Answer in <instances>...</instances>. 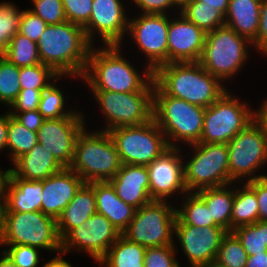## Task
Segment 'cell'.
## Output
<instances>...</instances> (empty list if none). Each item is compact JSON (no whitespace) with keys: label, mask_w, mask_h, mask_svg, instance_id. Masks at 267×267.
I'll use <instances>...</instances> for the list:
<instances>
[{"label":"cell","mask_w":267,"mask_h":267,"mask_svg":"<svg viewBox=\"0 0 267 267\" xmlns=\"http://www.w3.org/2000/svg\"><path fill=\"white\" fill-rule=\"evenodd\" d=\"M94 47L82 77L91 91L130 93L154 90L153 71L146 65L144 75H140L134 65L121 55L122 46Z\"/></svg>","instance_id":"6da1fadb"},{"label":"cell","mask_w":267,"mask_h":267,"mask_svg":"<svg viewBox=\"0 0 267 267\" xmlns=\"http://www.w3.org/2000/svg\"><path fill=\"white\" fill-rule=\"evenodd\" d=\"M37 47L42 64L51 67L59 76L82 79L93 45L82 26L66 21L47 25Z\"/></svg>","instance_id":"7a4b0ae2"},{"label":"cell","mask_w":267,"mask_h":267,"mask_svg":"<svg viewBox=\"0 0 267 267\" xmlns=\"http://www.w3.org/2000/svg\"><path fill=\"white\" fill-rule=\"evenodd\" d=\"M153 80L165 95L204 108L228 91L222 81L198 61L162 64L153 71Z\"/></svg>","instance_id":"3957f363"},{"label":"cell","mask_w":267,"mask_h":267,"mask_svg":"<svg viewBox=\"0 0 267 267\" xmlns=\"http://www.w3.org/2000/svg\"><path fill=\"white\" fill-rule=\"evenodd\" d=\"M153 119L166 136L170 147L179 148L178 142H200L205 108L165 95L156 85L153 90Z\"/></svg>","instance_id":"277c9868"},{"label":"cell","mask_w":267,"mask_h":267,"mask_svg":"<svg viewBox=\"0 0 267 267\" xmlns=\"http://www.w3.org/2000/svg\"><path fill=\"white\" fill-rule=\"evenodd\" d=\"M83 131L77 138L71 166L85 183L110 181L122 166L108 131Z\"/></svg>","instance_id":"5b68a950"},{"label":"cell","mask_w":267,"mask_h":267,"mask_svg":"<svg viewBox=\"0 0 267 267\" xmlns=\"http://www.w3.org/2000/svg\"><path fill=\"white\" fill-rule=\"evenodd\" d=\"M252 43L223 25L206 34L199 63L222 82L239 74L249 58L248 46ZM238 72V73H237Z\"/></svg>","instance_id":"8992f818"},{"label":"cell","mask_w":267,"mask_h":267,"mask_svg":"<svg viewBox=\"0 0 267 267\" xmlns=\"http://www.w3.org/2000/svg\"><path fill=\"white\" fill-rule=\"evenodd\" d=\"M248 102L226 91L216 102L205 108L204 124L199 143L227 144L257 118Z\"/></svg>","instance_id":"52a82bcc"},{"label":"cell","mask_w":267,"mask_h":267,"mask_svg":"<svg viewBox=\"0 0 267 267\" xmlns=\"http://www.w3.org/2000/svg\"><path fill=\"white\" fill-rule=\"evenodd\" d=\"M1 245H27L51 252L62 251L56 219L42 211L5 212Z\"/></svg>","instance_id":"ba28073f"},{"label":"cell","mask_w":267,"mask_h":267,"mask_svg":"<svg viewBox=\"0 0 267 267\" xmlns=\"http://www.w3.org/2000/svg\"><path fill=\"white\" fill-rule=\"evenodd\" d=\"M189 147L194 155L188 156L191 158L183 163L184 184L188 192L235 184L229 177L227 144L196 143Z\"/></svg>","instance_id":"9c48e42d"},{"label":"cell","mask_w":267,"mask_h":267,"mask_svg":"<svg viewBox=\"0 0 267 267\" xmlns=\"http://www.w3.org/2000/svg\"><path fill=\"white\" fill-rule=\"evenodd\" d=\"M176 208L170 202L152 200L136 209L134 218L121 233L145 248L176 245L174 242Z\"/></svg>","instance_id":"30bf717a"},{"label":"cell","mask_w":267,"mask_h":267,"mask_svg":"<svg viewBox=\"0 0 267 267\" xmlns=\"http://www.w3.org/2000/svg\"><path fill=\"white\" fill-rule=\"evenodd\" d=\"M108 132L122 164L147 166L170 148L154 119L142 125L116 127Z\"/></svg>","instance_id":"8fae6325"},{"label":"cell","mask_w":267,"mask_h":267,"mask_svg":"<svg viewBox=\"0 0 267 267\" xmlns=\"http://www.w3.org/2000/svg\"><path fill=\"white\" fill-rule=\"evenodd\" d=\"M227 148L229 177L234 182L267 176L264 174L256 176L258 169L267 163V133L257 118L227 143Z\"/></svg>","instance_id":"7c38bea8"},{"label":"cell","mask_w":267,"mask_h":267,"mask_svg":"<svg viewBox=\"0 0 267 267\" xmlns=\"http://www.w3.org/2000/svg\"><path fill=\"white\" fill-rule=\"evenodd\" d=\"M100 111L105 115L102 131L121 126L142 125L153 120V91L117 93L91 91Z\"/></svg>","instance_id":"4fadbf2b"},{"label":"cell","mask_w":267,"mask_h":267,"mask_svg":"<svg viewBox=\"0 0 267 267\" xmlns=\"http://www.w3.org/2000/svg\"><path fill=\"white\" fill-rule=\"evenodd\" d=\"M166 14H140L128 22L127 34L131 35L139 51L148 60L147 66L154 71L168 63V27Z\"/></svg>","instance_id":"5bb4252c"},{"label":"cell","mask_w":267,"mask_h":267,"mask_svg":"<svg viewBox=\"0 0 267 267\" xmlns=\"http://www.w3.org/2000/svg\"><path fill=\"white\" fill-rule=\"evenodd\" d=\"M120 235L119 230L105 216L96 212L61 240V250L64 254L70 250L87 252L98 262Z\"/></svg>","instance_id":"9a60e30c"},{"label":"cell","mask_w":267,"mask_h":267,"mask_svg":"<svg viewBox=\"0 0 267 267\" xmlns=\"http://www.w3.org/2000/svg\"><path fill=\"white\" fill-rule=\"evenodd\" d=\"M83 112L57 119H45L37 131L38 143L47 148L54 158L69 168L74 158L77 138L86 127Z\"/></svg>","instance_id":"2e32d148"},{"label":"cell","mask_w":267,"mask_h":267,"mask_svg":"<svg viewBox=\"0 0 267 267\" xmlns=\"http://www.w3.org/2000/svg\"><path fill=\"white\" fill-rule=\"evenodd\" d=\"M127 16L120 0H93L89 22L83 27L88 41L95 46L94 37L97 34L104 46H121L128 30Z\"/></svg>","instance_id":"e0dca14e"},{"label":"cell","mask_w":267,"mask_h":267,"mask_svg":"<svg viewBox=\"0 0 267 267\" xmlns=\"http://www.w3.org/2000/svg\"><path fill=\"white\" fill-rule=\"evenodd\" d=\"M182 149L170 147L154 159L147 169L149 172L150 197L152 200L168 201L176 193L182 197L188 191L184 184Z\"/></svg>","instance_id":"ac0fdd59"},{"label":"cell","mask_w":267,"mask_h":267,"mask_svg":"<svg viewBox=\"0 0 267 267\" xmlns=\"http://www.w3.org/2000/svg\"><path fill=\"white\" fill-rule=\"evenodd\" d=\"M227 231L219 226L195 227L175 225V237L181 244L191 267H207L214 264L222 238Z\"/></svg>","instance_id":"d6986e66"},{"label":"cell","mask_w":267,"mask_h":267,"mask_svg":"<svg viewBox=\"0 0 267 267\" xmlns=\"http://www.w3.org/2000/svg\"><path fill=\"white\" fill-rule=\"evenodd\" d=\"M169 16L168 63L199 61L205 44L206 33L181 13Z\"/></svg>","instance_id":"ffe728a7"},{"label":"cell","mask_w":267,"mask_h":267,"mask_svg":"<svg viewBox=\"0 0 267 267\" xmlns=\"http://www.w3.org/2000/svg\"><path fill=\"white\" fill-rule=\"evenodd\" d=\"M84 183L70 168L47 177L43 180L41 211L57 220Z\"/></svg>","instance_id":"44dd1931"},{"label":"cell","mask_w":267,"mask_h":267,"mask_svg":"<svg viewBox=\"0 0 267 267\" xmlns=\"http://www.w3.org/2000/svg\"><path fill=\"white\" fill-rule=\"evenodd\" d=\"M109 182L114 187L117 196L136 209L152 201L147 166L122 164Z\"/></svg>","instance_id":"7402d4cb"},{"label":"cell","mask_w":267,"mask_h":267,"mask_svg":"<svg viewBox=\"0 0 267 267\" xmlns=\"http://www.w3.org/2000/svg\"><path fill=\"white\" fill-rule=\"evenodd\" d=\"M43 180H25L9 171L4 197L6 212L41 211Z\"/></svg>","instance_id":"603a6c76"},{"label":"cell","mask_w":267,"mask_h":267,"mask_svg":"<svg viewBox=\"0 0 267 267\" xmlns=\"http://www.w3.org/2000/svg\"><path fill=\"white\" fill-rule=\"evenodd\" d=\"M95 192L96 211L122 233L134 218L136 208L122 201L109 181L89 183Z\"/></svg>","instance_id":"cb8c5ba5"},{"label":"cell","mask_w":267,"mask_h":267,"mask_svg":"<svg viewBox=\"0 0 267 267\" xmlns=\"http://www.w3.org/2000/svg\"><path fill=\"white\" fill-rule=\"evenodd\" d=\"M10 170L25 180H45L64 169L51 152L37 143L28 153L19 157Z\"/></svg>","instance_id":"d4e9b609"},{"label":"cell","mask_w":267,"mask_h":267,"mask_svg":"<svg viewBox=\"0 0 267 267\" xmlns=\"http://www.w3.org/2000/svg\"><path fill=\"white\" fill-rule=\"evenodd\" d=\"M96 212L94 188L89 183H84L56 220L59 238L62 240L73 228Z\"/></svg>","instance_id":"484cf974"},{"label":"cell","mask_w":267,"mask_h":267,"mask_svg":"<svg viewBox=\"0 0 267 267\" xmlns=\"http://www.w3.org/2000/svg\"><path fill=\"white\" fill-rule=\"evenodd\" d=\"M261 1L230 0L225 14V25L252 43L259 29Z\"/></svg>","instance_id":"4316f807"},{"label":"cell","mask_w":267,"mask_h":267,"mask_svg":"<svg viewBox=\"0 0 267 267\" xmlns=\"http://www.w3.org/2000/svg\"><path fill=\"white\" fill-rule=\"evenodd\" d=\"M230 185L212 188H203L195 193L205 202L214 222L227 232H231L232 205L235 187Z\"/></svg>","instance_id":"83f0119b"},{"label":"cell","mask_w":267,"mask_h":267,"mask_svg":"<svg viewBox=\"0 0 267 267\" xmlns=\"http://www.w3.org/2000/svg\"><path fill=\"white\" fill-rule=\"evenodd\" d=\"M146 248L125 238L122 234L97 262L104 267H144Z\"/></svg>","instance_id":"f1b7e54d"},{"label":"cell","mask_w":267,"mask_h":267,"mask_svg":"<svg viewBox=\"0 0 267 267\" xmlns=\"http://www.w3.org/2000/svg\"><path fill=\"white\" fill-rule=\"evenodd\" d=\"M242 185V186H241ZM240 187L235 185L232 205L231 232L236 227L254 224L258 221V202L256 193L244 182Z\"/></svg>","instance_id":"f546056e"},{"label":"cell","mask_w":267,"mask_h":267,"mask_svg":"<svg viewBox=\"0 0 267 267\" xmlns=\"http://www.w3.org/2000/svg\"><path fill=\"white\" fill-rule=\"evenodd\" d=\"M182 200L183 203H179L181 207L176 208L175 225H191L199 228L218 226L211 218L210 210L205 202L195 192H187Z\"/></svg>","instance_id":"4dcf8cb0"},{"label":"cell","mask_w":267,"mask_h":267,"mask_svg":"<svg viewBox=\"0 0 267 267\" xmlns=\"http://www.w3.org/2000/svg\"><path fill=\"white\" fill-rule=\"evenodd\" d=\"M177 13H181L206 34L225 25V16L216 8L205 5V2L202 1L189 0Z\"/></svg>","instance_id":"1f68e13d"},{"label":"cell","mask_w":267,"mask_h":267,"mask_svg":"<svg viewBox=\"0 0 267 267\" xmlns=\"http://www.w3.org/2000/svg\"><path fill=\"white\" fill-rule=\"evenodd\" d=\"M37 143V132L28 130L9 114L7 148L11 163L28 153Z\"/></svg>","instance_id":"d6a6232c"},{"label":"cell","mask_w":267,"mask_h":267,"mask_svg":"<svg viewBox=\"0 0 267 267\" xmlns=\"http://www.w3.org/2000/svg\"><path fill=\"white\" fill-rule=\"evenodd\" d=\"M4 58L18 68L41 63L37 43L19 32L8 42Z\"/></svg>","instance_id":"836d02e7"},{"label":"cell","mask_w":267,"mask_h":267,"mask_svg":"<svg viewBox=\"0 0 267 267\" xmlns=\"http://www.w3.org/2000/svg\"><path fill=\"white\" fill-rule=\"evenodd\" d=\"M63 76H59L52 82L45 90L42 91L40 102L38 105L39 113L45 119H57L72 115L76 110L65 109V96L63 92L56 85V81L60 80Z\"/></svg>","instance_id":"e575fe53"},{"label":"cell","mask_w":267,"mask_h":267,"mask_svg":"<svg viewBox=\"0 0 267 267\" xmlns=\"http://www.w3.org/2000/svg\"><path fill=\"white\" fill-rule=\"evenodd\" d=\"M247 258L239 239L232 232H227L222 238L214 264L218 267H245Z\"/></svg>","instance_id":"d590c367"},{"label":"cell","mask_w":267,"mask_h":267,"mask_svg":"<svg viewBox=\"0 0 267 267\" xmlns=\"http://www.w3.org/2000/svg\"><path fill=\"white\" fill-rule=\"evenodd\" d=\"M22 11L16 4L0 2V57H4L8 42L19 32Z\"/></svg>","instance_id":"8d00e7d4"},{"label":"cell","mask_w":267,"mask_h":267,"mask_svg":"<svg viewBox=\"0 0 267 267\" xmlns=\"http://www.w3.org/2000/svg\"><path fill=\"white\" fill-rule=\"evenodd\" d=\"M58 77L59 75L51 67L42 63L19 68L21 90H45Z\"/></svg>","instance_id":"74e56055"},{"label":"cell","mask_w":267,"mask_h":267,"mask_svg":"<svg viewBox=\"0 0 267 267\" xmlns=\"http://www.w3.org/2000/svg\"><path fill=\"white\" fill-rule=\"evenodd\" d=\"M20 91L19 68L0 57V102L9 108Z\"/></svg>","instance_id":"f35d334b"},{"label":"cell","mask_w":267,"mask_h":267,"mask_svg":"<svg viewBox=\"0 0 267 267\" xmlns=\"http://www.w3.org/2000/svg\"><path fill=\"white\" fill-rule=\"evenodd\" d=\"M232 233L239 239L248 256L267 252L264 222L257 221L254 224L236 227Z\"/></svg>","instance_id":"ab89813d"},{"label":"cell","mask_w":267,"mask_h":267,"mask_svg":"<svg viewBox=\"0 0 267 267\" xmlns=\"http://www.w3.org/2000/svg\"><path fill=\"white\" fill-rule=\"evenodd\" d=\"M177 250L175 245L146 248L144 267H180V263L175 256Z\"/></svg>","instance_id":"60d3db41"},{"label":"cell","mask_w":267,"mask_h":267,"mask_svg":"<svg viewBox=\"0 0 267 267\" xmlns=\"http://www.w3.org/2000/svg\"><path fill=\"white\" fill-rule=\"evenodd\" d=\"M34 8L29 9L48 25L66 22L62 0H39L32 3Z\"/></svg>","instance_id":"b9f144b4"},{"label":"cell","mask_w":267,"mask_h":267,"mask_svg":"<svg viewBox=\"0 0 267 267\" xmlns=\"http://www.w3.org/2000/svg\"><path fill=\"white\" fill-rule=\"evenodd\" d=\"M3 251L12 259L18 267H38L41 252L39 248L27 245H4ZM9 247V249H8Z\"/></svg>","instance_id":"7bdbcfd3"},{"label":"cell","mask_w":267,"mask_h":267,"mask_svg":"<svg viewBox=\"0 0 267 267\" xmlns=\"http://www.w3.org/2000/svg\"><path fill=\"white\" fill-rule=\"evenodd\" d=\"M93 0H62L68 22L84 27L91 16Z\"/></svg>","instance_id":"ee69618b"},{"label":"cell","mask_w":267,"mask_h":267,"mask_svg":"<svg viewBox=\"0 0 267 267\" xmlns=\"http://www.w3.org/2000/svg\"><path fill=\"white\" fill-rule=\"evenodd\" d=\"M47 25L46 22L29 9L22 10L19 33L27 36L33 42L37 43Z\"/></svg>","instance_id":"f6af8a7d"},{"label":"cell","mask_w":267,"mask_h":267,"mask_svg":"<svg viewBox=\"0 0 267 267\" xmlns=\"http://www.w3.org/2000/svg\"><path fill=\"white\" fill-rule=\"evenodd\" d=\"M43 90L25 89L21 90L16 100L9 107V113H22L38 109L41 93Z\"/></svg>","instance_id":"bcb514c9"},{"label":"cell","mask_w":267,"mask_h":267,"mask_svg":"<svg viewBox=\"0 0 267 267\" xmlns=\"http://www.w3.org/2000/svg\"><path fill=\"white\" fill-rule=\"evenodd\" d=\"M257 196L258 221L267 222V176L245 182Z\"/></svg>","instance_id":"7dc6e473"},{"label":"cell","mask_w":267,"mask_h":267,"mask_svg":"<svg viewBox=\"0 0 267 267\" xmlns=\"http://www.w3.org/2000/svg\"><path fill=\"white\" fill-rule=\"evenodd\" d=\"M253 48L267 57V0L261 1V15L256 39L252 42Z\"/></svg>","instance_id":"c3c4849f"},{"label":"cell","mask_w":267,"mask_h":267,"mask_svg":"<svg viewBox=\"0 0 267 267\" xmlns=\"http://www.w3.org/2000/svg\"><path fill=\"white\" fill-rule=\"evenodd\" d=\"M142 14H165L169 8L177 5L172 0H131ZM167 9V10H166Z\"/></svg>","instance_id":"681fc988"},{"label":"cell","mask_w":267,"mask_h":267,"mask_svg":"<svg viewBox=\"0 0 267 267\" xmlns=\"http://www.w3.org/2000/svg\"><path fill=\"white\" fill-rule=\"evenodd\" d=\"M12 115L19 123L25 126L28 130L37 132L42 126L45 118L39 113L37 109L25 111L22 113H9Z\"/></svg>","instance_id":"f907efd6"},{"label":"cell","mask_w":267,"mask_h":267,"mask_svg":"<svg viewBox=\"0 0 267 267\" xmlns=\"http://www.w3.org/2000/svg\"><path fill=\"white\" fill-rule=\"evenodd\" d=\"M8 123H9V112L0 115V151L6 148L7 150V135H8ZM0 152V153H1Z\"/></svg>","instance_id":"816d5d0a"},{"label":"cell","mask_w":267,"mask_h":267,"mask_svg":"<svg viewBox=\"0 0 267 267\" xmlns=\"http://www.w3.org/2000/svg\"><path fill=\"white\" fill-rule=\"evenodd\" d=\"M245 267H267V252L248 256Z\"/></svg>","instance_id":"f5cc1de1"},{"label":"cell","mask_w":267,"mask_h":267,"mask_svg":"<svg viewBox=\"0 0 267 267\" xmlns=\"http://www.w3.org/2000/svg\"><path fill=\"white\" fill-rule=\"evenodd\" d=\"M64 253L61 251L57 253V256L53 257L51 260L43 264V267H73L71 263L63 259Z\"/></svg>","instance_id":"db71d44e"},{"label":"cell","mask_w":267,"mask_h":267,"mask_svg":"<svg viewBox=\"0 0 267 267\" xmlns=\"http://www.w3.org/2000/svg\"><path fill=\"white\" fill-rule=\"evenodd\" d=\"M197 1L205 2V5H209L210 7L216 8L225 16L228 10V5L230 0H197Z\"/></svg>","instance_id":"11a10c76"},{"label":"cell","mask_w":267,"mask_h":267,"mask_svg":"<svg viewBox=\"0 0 267 267\" xmlns=\"http://www.w3.org/2000/svg\"><path fill=\"white\" fill-rule=\"evenodd\" d=\"M257 109V119L263 124L267 133V99L263 100L261 106Z\"/></svg>","instance_id":"9f6ffc18"},{"label":"cell","mask_w":267,"mask_h":267,"mask_svg":"<svg viewBox=\"0 0 267 267\" xmlns=\"http://www.w3.org/2000/svg\"><path fill=\"white\" fill-rule=\"evenodd\" d=\"M5 212H6L5 197L4 193L0 192V239L4 230Z\"/></svg>","instance_id":"6f0895ef"},{"label":"cell","mask_w":267,"mask_h":267,"mask_svg":"<svg viewBox=\"0 0 267 267\" xmlns=\"http://www.w3.org/2000/svg\"><path fill=\"white\" fill-rule=\"evenodd\" d=\"M1 253L2 257H0V267H18L3 250Z\"/></svg>","instance_id":"680465c9"},{"label":"cell","mask_w":267,"mask_h":267,"mask_svg":"<svg viewBox=\"0 0 267 267\" xmlns=\"http://www.w3.org/2000/svg\"><path fill=\"white\" fill-rule=\"evenodd\" d=\"M9 171H10V167L8 169H6L5 171H2L0 169V192L4 191Z\"/></svg>","instance_id":"91938a15"},{"label":"cell","mask_w":267,"mask_h":267,"mask_svg":"<svg viewBox=\"0 0 267 267\" xmlns=\"http://www.w3.org/2000/svg\"><path fill=\"white\" fill-rule=\"evenodd\" d=\"M176 5V9L178 8V10H180V8L189 0H172Z\"/></svg>","instance_id":"94428289"},{"label":"cell","mask_w":267,"mask_h":267,"mask_svg":"<svg viewBox=\"0 0 267 267\" xmlns=\"http://www.w3.org/2000/svg\"><path fill=\"white\" fill-rule=\"evenodd\" d=\"M264 242L267 245V222H264Z\"/></svg>","instance_id":"6125c7cd"},{"label":"cell","mask_w":267,"mask_h":267,"mask_svg":"<svg viewBox=\"0 0 267 267\" xmlns=\"http://www.w3.org/2000/svg\"><path fill=\"white\" fill-rule=\"evenodd\" d=\"M207 267H218V266L215 265V264H212V265H209V266H207Z\"/></svg>","instance_id":"be15d7a7"}]
</instances>
